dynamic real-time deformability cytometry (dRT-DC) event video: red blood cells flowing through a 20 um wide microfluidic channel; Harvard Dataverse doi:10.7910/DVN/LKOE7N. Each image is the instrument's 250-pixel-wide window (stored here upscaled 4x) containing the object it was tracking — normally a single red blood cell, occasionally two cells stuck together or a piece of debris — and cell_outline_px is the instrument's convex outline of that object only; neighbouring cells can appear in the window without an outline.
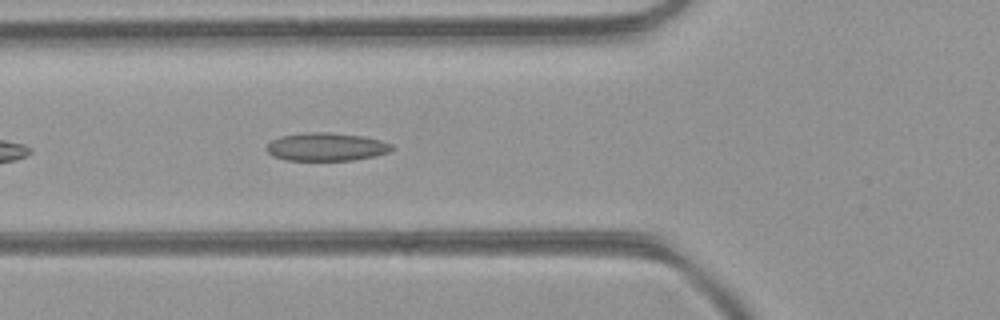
{"species": "common noctule bat (a hibernating species)", "species_latin": "Nyctalus noctula", "temperature_condition": "room temperature", "stored_images_in_passage": 35, "camera_frame_rate_fps": 3000, "um_per_image_px": 0.085, "animal": {"sex": "female", "body_mass_g": 21.9}, "frame": {"image": 1, "passage_image": 5, "time_ms": 1.333, "image_size_px": [1000, 320], "cell_outline_px": [[396, 148], [388, 152], [376, 156], [352, 160], [284, 160], [272, 156], [264, 148], [272, 140], [280, 136], [304, 132], [324, 132], [364, 136], [380, 140], [392, 144]], "centroid_in_image_um": [27.73, 12.48], "position_along_channel_um": 98.1, "area_um2": 20.69}}
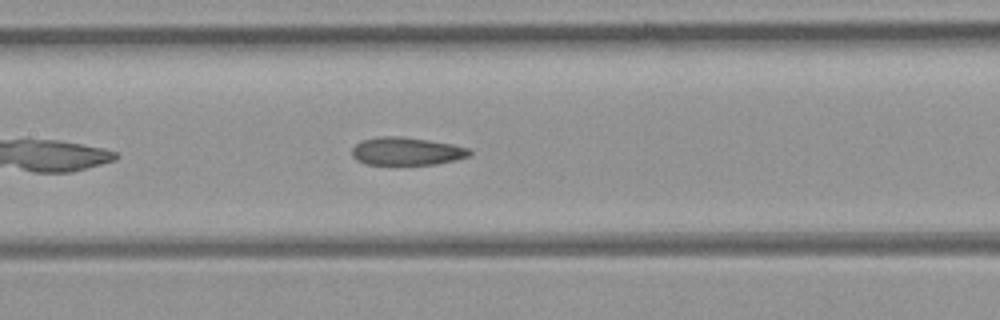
{"frame": {"image": 2, "passage_image": 10, "time_ms": 3.0, "image_size_px": [1000, 320], "cell_outline_px": [[472, 156], [456, 160], [436, 164], [364, 164], [356, 160], [352, 156], [352, 148], [360, 140], [376, 136], [400, 136], [428, 140], [452, 144], [468, 148], [472, 152]], "centroid_in_image_um": [34.55, 12.85], "position_along_channel_um": 172.9, "area_um2": 19.31}}
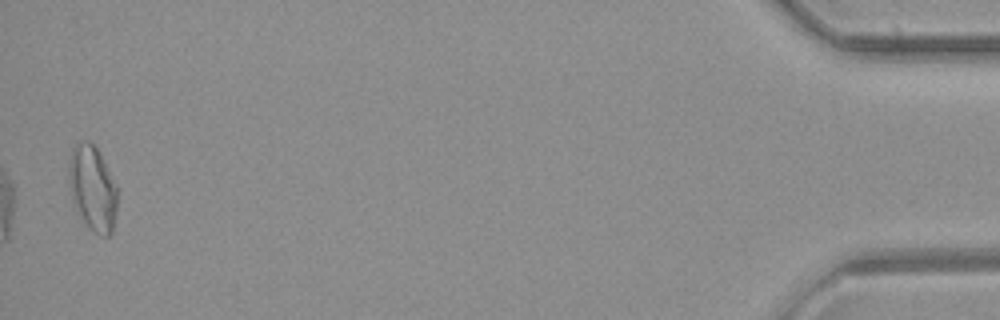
{"frame": {"image": 3, "passage_image": 34, "time_ms": 11.0, "image_size_px": [1000, 320], "cell_outline_px": [[116, 208], [112, 232], [108, 236], [100, 236], [92, 232], [88, 228], [72, 200], [68, 176], [68, 164], [72, 148], [76, 144], [88, 140], [100, 152], [116, 184]], "centroid_in_image_um": [7.86, 16.0], "position_along_channel_um": 427.3, "area_um2": 23.99}, "authors_computed_cell_mechanics": {"area_um2": 19.9988, "velocity_mm_per_s": 4.4347, "shape_relaxation_time_tau1_ms": null, "shape_relaxation_time_tau2_ms": 3.1545, "deformation_change_tau1": null, "deformation_change_tau2": 0.1061}}